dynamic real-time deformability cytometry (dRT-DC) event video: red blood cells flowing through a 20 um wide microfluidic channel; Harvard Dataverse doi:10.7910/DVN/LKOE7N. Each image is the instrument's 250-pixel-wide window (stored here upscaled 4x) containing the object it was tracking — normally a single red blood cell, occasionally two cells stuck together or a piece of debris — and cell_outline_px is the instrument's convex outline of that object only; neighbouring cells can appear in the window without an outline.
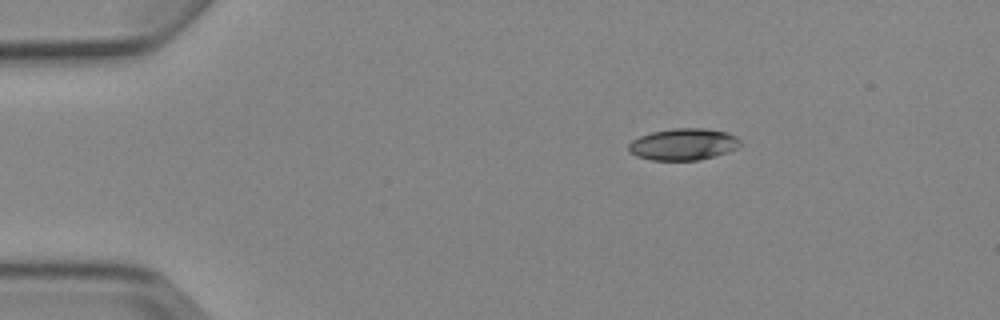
{"species": "Egyptian fruit bat (a non-hibernating species)", "species_latin": "Rousettus aegyptiacus", "temperature_condition": "cold", "stored_images_in_passage": 2, "camera_frame_rate_fps": 3000, "um_per_image_px": 0.085, "animal": {"sex": "female"}, "frame": {"image": 1, "passage_image": 1, "time_ms": 0.0, "image_size_px": [1000, 320], "cell_outline_px": [[744, 144], [728, 152], [716, 156], [700, 160], [652, 160], [636, 156], [628, 152], [628, 144], [632, 140], [640, 136], [652, 132], [672, 128], [704, 128], [728, 132], [736, 136]], "centroid_in_image_um": [58.1, 12.26], "position_along_channel_um": 26.9, "area_um2": 20.92}}